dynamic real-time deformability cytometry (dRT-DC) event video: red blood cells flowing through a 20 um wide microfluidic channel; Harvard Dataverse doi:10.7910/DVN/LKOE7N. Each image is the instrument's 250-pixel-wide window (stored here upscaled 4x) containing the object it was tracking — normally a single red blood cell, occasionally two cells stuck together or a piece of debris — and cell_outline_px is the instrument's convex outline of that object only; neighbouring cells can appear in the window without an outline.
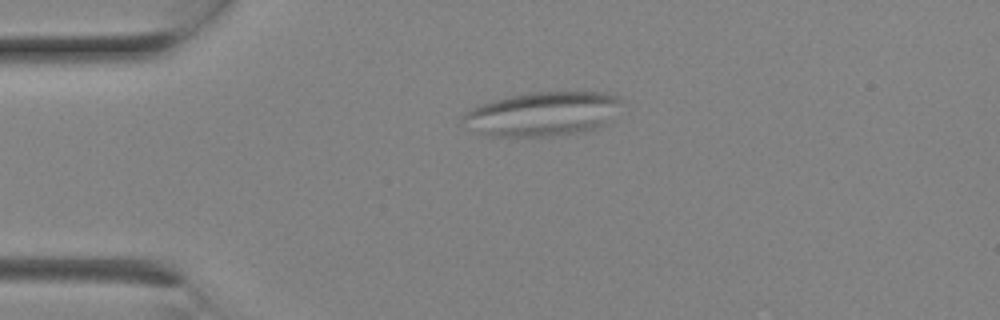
{"species": "Egyptian fruit bat (a non-hibernating species)", "species_latin": "Rousettus aegyptiacus", "temperature_condition": "room temperature", "stored_images_in_passage": 1, "camera_frame_rate_fps": 3000, "um_per_image_px": 0.085, "animal": {"sex": "female"}, "frame": {"image": 1, "passage_image": 1, "time_ms": 0.0, "image_size_px": [1000, 320], "cell_outline_px": [[624, 100], [612, 120], [596, 128], [584, 132], [552, 136], [488, 136], [476, 132], [460, 124], [464, 112], [480, 104], [504, 96], [528, 92], [604, 92], [620, 96]], "centroid_in_image_um": [46.12, 9.67], "position_along_channel_um": 38.9, "area_um2": 41.67}}